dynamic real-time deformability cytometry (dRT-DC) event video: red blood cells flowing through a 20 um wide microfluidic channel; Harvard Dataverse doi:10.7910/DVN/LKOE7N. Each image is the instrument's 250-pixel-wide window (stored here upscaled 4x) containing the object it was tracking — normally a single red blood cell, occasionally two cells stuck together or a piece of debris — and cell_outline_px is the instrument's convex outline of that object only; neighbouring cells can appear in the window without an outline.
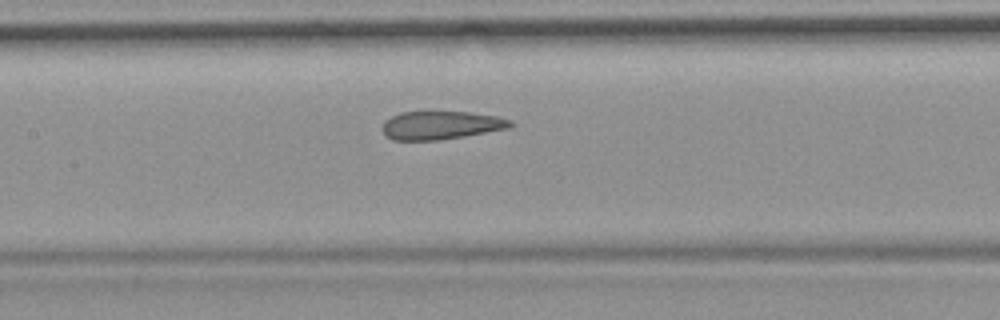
{"species": "common noctule bat (a hibernating species)", "species_latin": "Nyctalus noctula", "temperature_condition": "room temperature", "stored_images_in_passage": 9, "segment_of_instrument_passage": [1, 2], "camera_frame_rate_fps": 3000, "um_per_image_px": 0.085, "animal": {"sex": "female", "body_mass_g": 19.9}, "frame": {"image": 1, "passage_image": 8, "time_ms": 9.333, "image_size_px": [1000, 320], "cell_outline_px": [[516, 124], [512, 128], [440, 140], [392, 140], [384, 136], [380, 128], [384, 120], [400, 112], [428, 108], [468, 112], [496, 116], [512, 120]], "centroid_in_image_um": [37.44, 10.6], "position_along_channel_um": 170.0, "area_um2": 22.43}}